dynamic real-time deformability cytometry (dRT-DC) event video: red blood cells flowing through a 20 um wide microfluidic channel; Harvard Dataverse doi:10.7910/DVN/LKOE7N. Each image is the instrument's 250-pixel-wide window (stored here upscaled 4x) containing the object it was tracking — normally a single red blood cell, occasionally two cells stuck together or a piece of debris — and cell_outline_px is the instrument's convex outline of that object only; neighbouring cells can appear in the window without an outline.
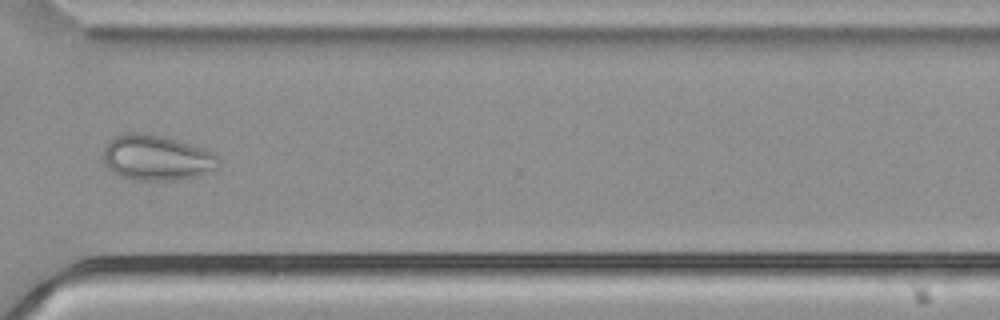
{"species": "common noctule bat (a hibernating species)", "species_latin": "Nyctalus noctula", "temperature_condition": "cold", "stored_images_in_passage": 49, "camera_frame_rate_fps": 3000, "um_per_image_px": 0.085, "animal": {"sex": "male", "body_mass_g": 21.5, "forearm_length_mm": 52.0}, "frame": {"image": 1, "passage_image": 35, "time_ms": 11.333, "image_size_px": [1000, 320], "cell_outline_px": [[220, 168], [196, 176], [176, 180], [136, 180], [120, 176], [108, 168], [104, 164], [104, 144], [112, 136], [124, 132], [144, 132], [176, 140], [204, 148], [212, 152], [220, 160]], "centroid_in_image_um": [13.29, 13.39], "position_along_channel_um": 357.3, "area_um2": 30.81}}
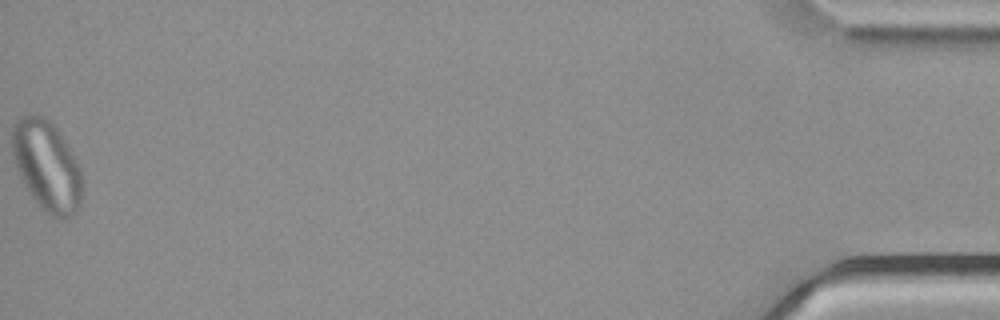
{"frame": {"image": 2, "passage_image": 49, "time_ms": 16.0, "image_size_px": [1000, 320], "cell_outline_px": [[80, 204], [76, 212], [72, 216], [64, 220], [60, 220], [44, 212], [40, 208], [24, 184], [12, 160], [12, 124], [20, 116], [28, 112], [36, 112], [44, 116], [56, 128], [80, 168]], "centroid_in_image_um": [3.92, 14.07], "position_along_channel_um": 431.3, "area_um2": 36.93}}